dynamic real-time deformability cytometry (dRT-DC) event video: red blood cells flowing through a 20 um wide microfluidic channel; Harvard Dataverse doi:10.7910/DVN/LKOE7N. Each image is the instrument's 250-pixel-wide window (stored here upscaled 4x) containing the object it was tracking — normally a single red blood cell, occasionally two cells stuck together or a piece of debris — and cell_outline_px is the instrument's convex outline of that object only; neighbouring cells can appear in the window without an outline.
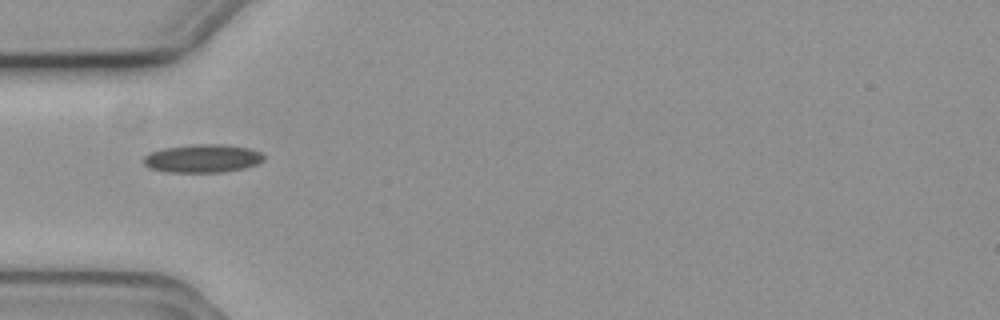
{"species": "common noctule bat (a hibernating species)", "species_latin": "Nyctalus noctula", "temperature_condition": "cold", "stored_images_in_passage": 7, "camera_frame_rate_fps": 3000, "um_per_image_px": 0.085, "animal": {"sex": "female", "body_mass_g": 19.3, "forearm_length_mm": 54.1}, "frame": {"image": 1, "passage_image": 6, "time_ms": 1.667, "image_size_px": [1000, 320], "cell_outline_px": [[264, 160], [256, 164], [244, 168], [220, 172], [168, 172], [148, 168], [144, 164], [144, 156], [152, 152], [164, 148], [192, 144], [224, 144], [248, 148], [260, 152], [264, 156]], "centroid_in_image_um": [17.21, 13.46], "position_along_channel_um": 67.8, "area_um2": 19.71}}
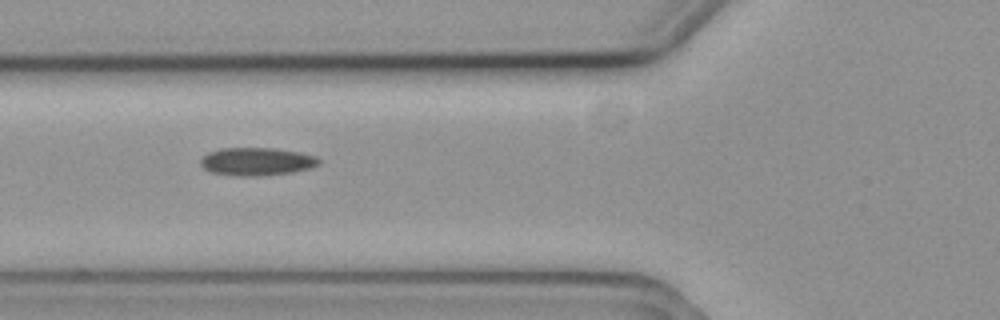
{"frame": {"image": 2, "passage_image": 7, "time_ms": 2.0, "image_size_px": [1000, 320], "cell_outline_px": [[320, 164], [308, 168], [292, 172], [256, 176], [236, 176], [212, 172], [204, 168], [200, 164], [200, 160], [208, 152], [220, 148], [272, 148], [300, 152], [316, 156], [320, 160]], "centroid_in_image_um": [21.81, 13.72], "position_along_channel_um": 104.0, "area_um2": 19.19}}